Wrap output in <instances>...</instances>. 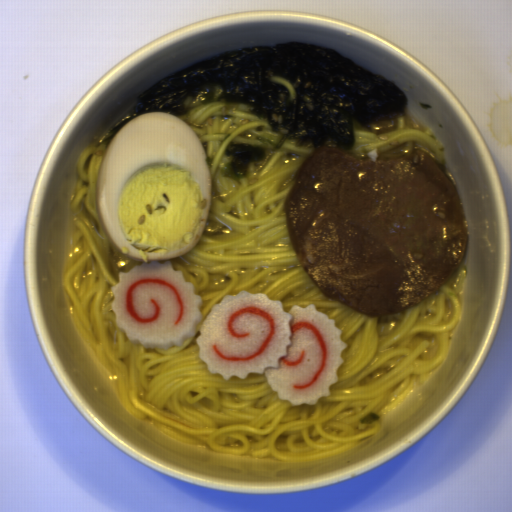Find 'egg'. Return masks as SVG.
I'll list each match as a JSON object with an SVG mask.
<instances>
[{
  "label": "egg",
  "mask_w": 512,
  "mask_h": 512,
  "mask_svg": "<svg viewBox=\"0 0 512 512\" xmlns=\"http://www.w3.org/2000/svg\"><path fill=\"white\" fill-rule=\"evenodd\" d=\"M211 202L207 156L180 117L143 113L111 137L95 204L107 238L131 259L158 262L194 250Z\"/></svg>",
  "instance_id": "obj_1"
}]
</instances>
